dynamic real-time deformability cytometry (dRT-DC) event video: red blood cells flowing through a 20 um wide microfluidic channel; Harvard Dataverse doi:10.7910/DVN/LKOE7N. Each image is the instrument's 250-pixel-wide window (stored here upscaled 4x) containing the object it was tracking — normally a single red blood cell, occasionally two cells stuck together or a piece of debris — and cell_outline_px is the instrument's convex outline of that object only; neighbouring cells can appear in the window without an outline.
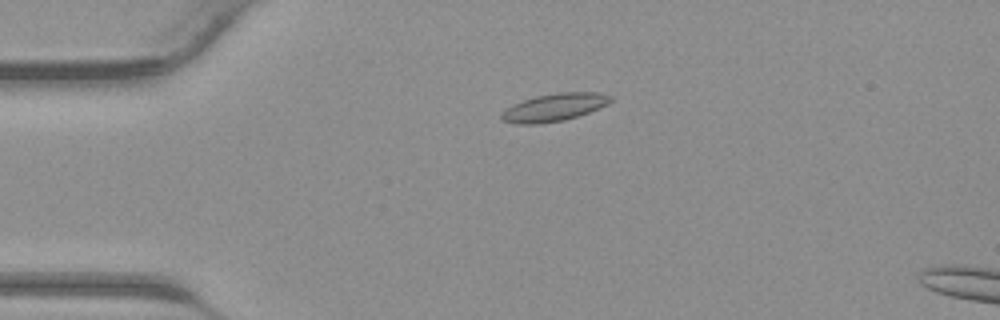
{"species": "common noctule bat (a hibernating species)", "species_latin": "Nyctalus noctula", "temperature_condition": "warm", "stored_images_in_passage": 42, "camera_frame_rate_fps": 3000, "um_per_image_px": 0.085, "animal": {"sex": "male", "body_mass_g": 23.1, "forearm_length_mm": 52.7}, "frame": {"image": 1, "passage_image": 10, "time_ms": 3.0, "image_size_px": [1000, 320], "cell_outline_px": [[612, 100], [608, 104], [588, 112], [564, 120], [540, 124], [516, 124], [500, 120], [500, 112], [512, 104], [536, 96], [556, 92], [600, 92], [612, 96]], "centroid_in_image_um": [47.07, 9.12], "position_along_channel_um": 37.9, "area_um2": 17.74}}
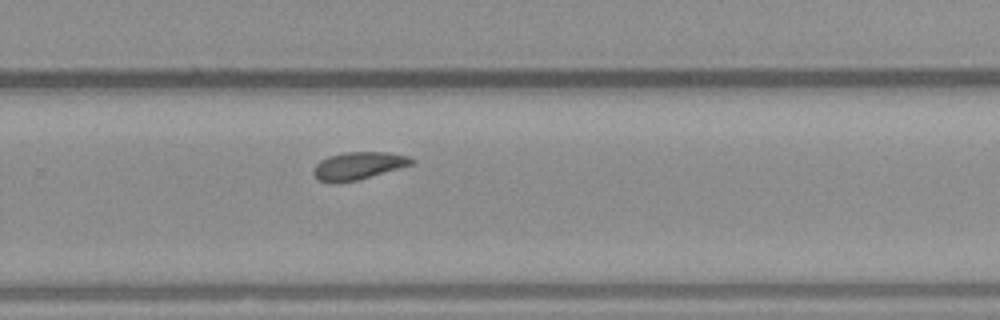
{"frame": {"image": 2, "passage_image": 28, "time_ms": 9.0, "image_size_px": [1000, 320], "cell_outline_px": [[416, 160], [412, 164], [400, 168], [356, 180], [336, 184], [332, 184], [316, 180], [312, 172], [312, 168], [320, 160], [328, 156], [344, 152], [388, 152], [408, 156]], "centroid_in_image_um": [30.39, 14.1], "position_along_channel_um": 299.4, "area_um2": 16.01}}
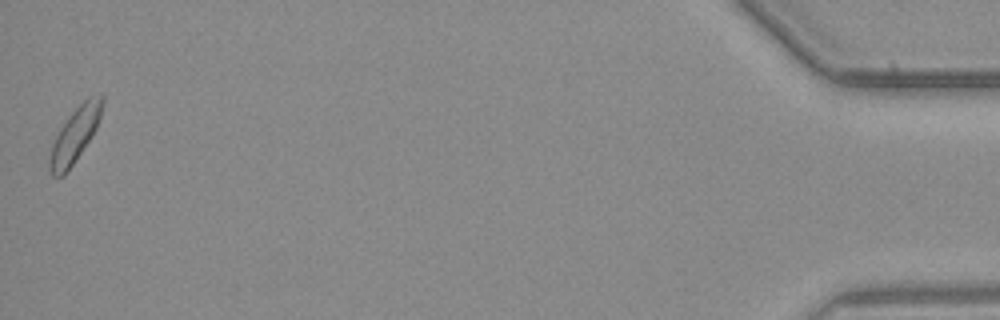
{"frame": {"image": 3, "passage_image": 42, "time_ms": 13.667, "image_size_px": [1000, 320], "cell_outline_px": [[104, 104], [96, 128], [92, 136], [64, 176], [52, 176], [48, 168], [48, 160], [52, 144], [60, 128], [68, 116], [88, 96], [100, 92], [104, 96]], "centroid_in_image_um": [6.38, 11.43], "position_along_channel_um": 428.8, "area_um2": 16.82}}